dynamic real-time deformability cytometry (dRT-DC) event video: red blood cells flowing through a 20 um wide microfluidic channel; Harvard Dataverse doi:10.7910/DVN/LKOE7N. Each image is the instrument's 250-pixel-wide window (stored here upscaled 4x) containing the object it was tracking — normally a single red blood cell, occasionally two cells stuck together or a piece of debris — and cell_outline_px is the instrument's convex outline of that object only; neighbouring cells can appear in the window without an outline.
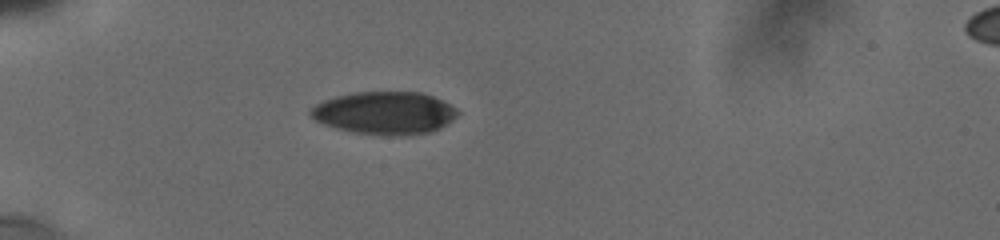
{"species": "human", "species_latin": "Homo sapiens", "temperature_condition": "cold", "stored_images_in_passage": 5, "camera_frame_rate_fps": 3000, "um_per_image_px": 0.085, "donor": {"sex": "male"}, "frame": {"image": 1, "passage_image": 1, "time_ms": 0.0, "image_size_px": [1000, 240], "cell_outline_px": [[460, 112], [452, 120], [440, 128], [428, 132], [400, 136], [356, 132], [324, 124], [316, 120], [308, 112], [316, 104], [324, 100], [336, 96], [352, 92], [424, 92], [456, 108]], "centroid_in_image_um": [32.71, 9.58], "position_along_channel_um": 52.3, "area_um2": 36.13}}